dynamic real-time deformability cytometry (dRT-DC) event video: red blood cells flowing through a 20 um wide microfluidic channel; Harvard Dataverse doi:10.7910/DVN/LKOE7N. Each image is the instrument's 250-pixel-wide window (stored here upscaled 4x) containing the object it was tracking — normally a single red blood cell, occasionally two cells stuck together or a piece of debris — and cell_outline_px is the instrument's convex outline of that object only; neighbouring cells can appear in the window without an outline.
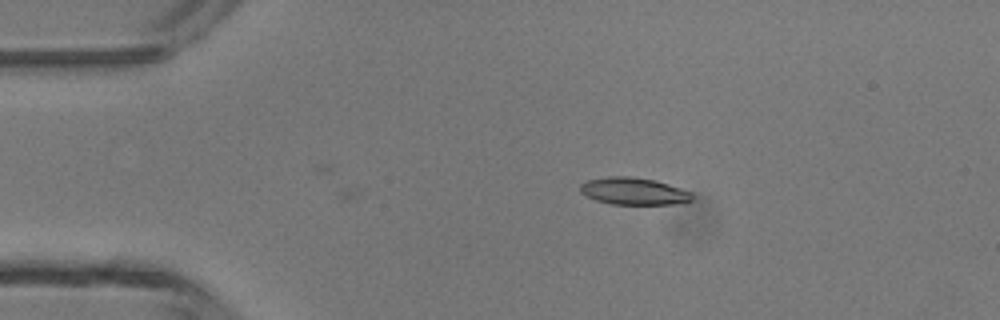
{"species": "common noctule bat (a hibernating species)", "species_latin": "Nyctalus noctula", "temperature_condition": "room temperature", "stored_images_in_passage": 8, "camera_frame_rate_fps": 3000, "um_per_image_px": 0.085, "animal": {"sex": "male", "body_mass_g": 13.3}, "frame": {"image": 1, "passage_image": 8, "time_ms": 2.333, "image_size_px": [1000, 320], "cell_outline_px": [[692, 200], [684, 204], [612, 204], [596, 200], [580, 192], [580, 184], [588, 180], [608, 176], [632, 176], [656, 180], [692, 192]], "centroid_in_image_um": [53.89, 16.25], "position_along_channel_um": 31.1, "area_um2": 17.8}}